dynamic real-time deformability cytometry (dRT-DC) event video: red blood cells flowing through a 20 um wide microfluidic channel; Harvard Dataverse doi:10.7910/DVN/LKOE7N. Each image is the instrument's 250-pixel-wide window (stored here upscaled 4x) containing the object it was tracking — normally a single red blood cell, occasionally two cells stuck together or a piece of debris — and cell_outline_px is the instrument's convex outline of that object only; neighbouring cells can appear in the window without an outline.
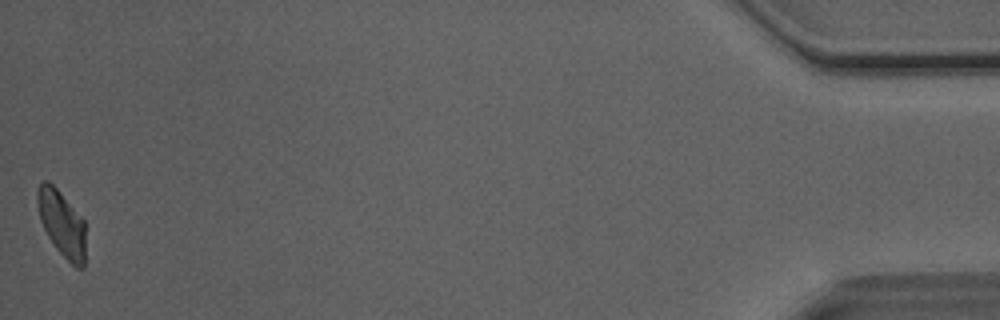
{"species": "Egyptian fruit bat (a non-hibernating species)", "species_latin": "Rousettus aegyptiacus", "temperature_condition": "room temperature", "stored_images_in_passage": 38, "camera_frame_rate_fps": 3000, "um_per_image_px": 0.085, "animal": {"sex": "male"}, "frame": {"image": 1, "passage_image": 38, "time_ms": 12.333, "image_size_px": [1000, 320], "cell_outline_px": [[84, 268], [76, 268], [56, 248], [48, 236], [40, 220], [36, 200], [36, 192], [40, 184], [44, 180], [48, 180], [56, 188], [84, 220]], "centroid_in_image_um": [5.23, 18.98], "position_along_channel_um": 430.0, "area_um2": 18.21}, "authors_computed_cell_mechanics": {"area_um2": 19.6231, "velocity_mm_per_s": 4.0713, "shape_relaxation_time_tau1_ms": 8.7135, "shape_relaxation_time_tau2_ms": null, "deformation_change_tau1": 0.2124, "deformation_change_tau2": null}}